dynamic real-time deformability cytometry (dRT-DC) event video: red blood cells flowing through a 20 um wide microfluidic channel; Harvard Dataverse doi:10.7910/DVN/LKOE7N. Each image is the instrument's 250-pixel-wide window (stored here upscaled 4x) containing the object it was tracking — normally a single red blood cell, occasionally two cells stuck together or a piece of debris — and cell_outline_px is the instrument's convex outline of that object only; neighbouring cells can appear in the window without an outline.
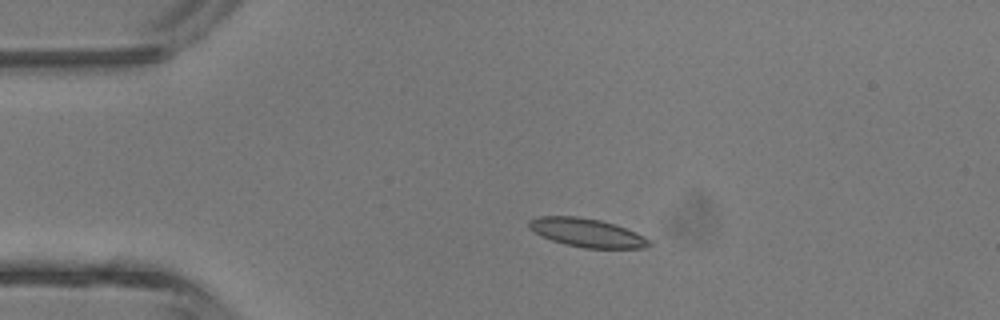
{"species": "common noctule bat (a hibernating species)", "species_latin": "Nyctalus noctula", "temperature_condition": "room temperature", "stored_images_in_passage": 4, "camera_frame_rate_fps": 3000, "um_per_image_px": 0.085, "animal": {"sex": "male", "body_mass_g": 13.3}, "frame": {"image": 1, "passage_image": 3, "time_ms": 2.0, "image_size_px": [1000, 320], "cell_outline_px": [[652, 244], [648, 248], [584, 248], [564, 244], [552, 240], [528, 228], [528, 220], [536, 216], [576, 216], [600, 220], [616, 224], [636, 232], [652, 240]], "centroid_in_image_um": [49.93, 19.78], "position_along_channel_um": 35.1, "area_um2": 20.17}}